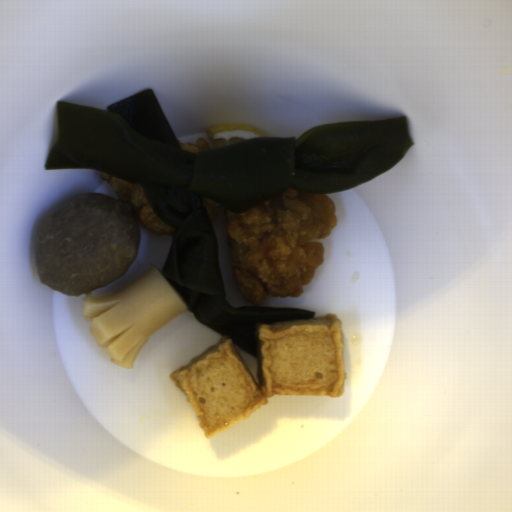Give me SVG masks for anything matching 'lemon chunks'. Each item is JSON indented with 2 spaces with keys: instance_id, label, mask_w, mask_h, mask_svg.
I'll list each match as a JSON object with an SVG mask.
<instances>
[{
  "instance_id": "e0be4373",
  "label": "lemon chunks",
  "mask_w": 512,
  "mask_h": 512,
  "mask_svg": "<svg viewBox=\"0 0 512 512\" xmlns=\"http://www.w3.org/2000/svg\"><path fill=\"white\" fill-rule=\"evenodd\" d=\"M214 151L219 146L228 145L254 138H266L263 133L247 125L225 124L211 126L206 130Z\"/></svg>"
}]
</instances>
